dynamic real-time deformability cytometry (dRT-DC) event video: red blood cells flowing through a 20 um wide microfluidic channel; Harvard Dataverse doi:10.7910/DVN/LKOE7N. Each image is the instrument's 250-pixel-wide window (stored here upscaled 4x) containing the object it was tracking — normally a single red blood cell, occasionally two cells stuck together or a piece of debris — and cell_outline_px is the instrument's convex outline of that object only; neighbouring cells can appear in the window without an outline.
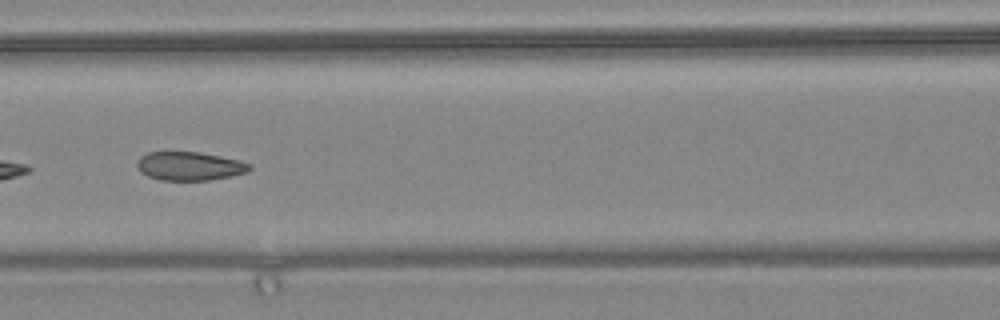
{"species": "common noctule bat (a hibernating species)", "species_latin": "Nyctalus noctula", "temperature_condition": "warm", "stored_images_in_passage": 15, "camera_frame_rate_fps": 3000, "um_per_image_px": 0.085, "animal": {"sex": "female", "body_mass_g": 24.6, "forearm_length_mm": 56.2}, "frame": {"image": 1, "passage_image": 7, "time_ms": 2.0, "image_size_px": [1000, 320], "cell_outline_px": [[252, 168], [248, 172], [208, 180], [160, 180], [148, 176], [140, 172], [136, 164], [140, 156], [148, 152], [200, 152], [240, 160], [252, 164]], "centroid_in_image_um": [16.11, 14.11], "position_along_channel_um": 150.5, "area_um2": 18.79}}
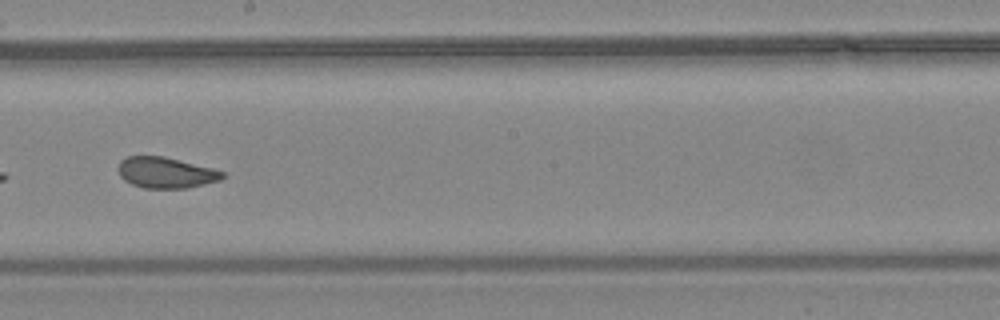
{"frame": {"image": 2, "passage_image": 9, "time_ms": 2.667, "image_size_px": [1000, 320], "cell_outline_px": [[224, 176], [220, 180], [204, 184], [184, 188], [144, 188], [132, 184], [124, 180], [120, 176], [120, 160], [128, 156], [164, 156], [212, 168], [224, 172]], "centroid_in_image_um": [14.1, 14.67], "position_along_channel_um": 234.1, "area_um2": 18.55}}
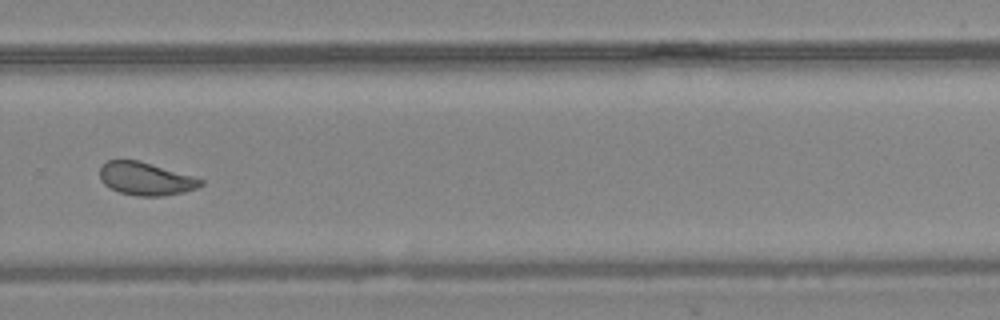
{"frame": {"image": 3, "passage_image": 11, "time_ms": 3.333, "image_size_px": [1000, 320], "cell_outline_px": [[204, 184], [196, 188], [184, 192], [164, 196], [140, 196], [120, 192], [104, 184], [100, 180], [100, 168], [108, 160], [140, 160], [192, 176], [204, 180]], "centroid_in_image_um": [12.4, 15.19], "position_along_channel_um": 317.4, "area_um2": 19.25}}